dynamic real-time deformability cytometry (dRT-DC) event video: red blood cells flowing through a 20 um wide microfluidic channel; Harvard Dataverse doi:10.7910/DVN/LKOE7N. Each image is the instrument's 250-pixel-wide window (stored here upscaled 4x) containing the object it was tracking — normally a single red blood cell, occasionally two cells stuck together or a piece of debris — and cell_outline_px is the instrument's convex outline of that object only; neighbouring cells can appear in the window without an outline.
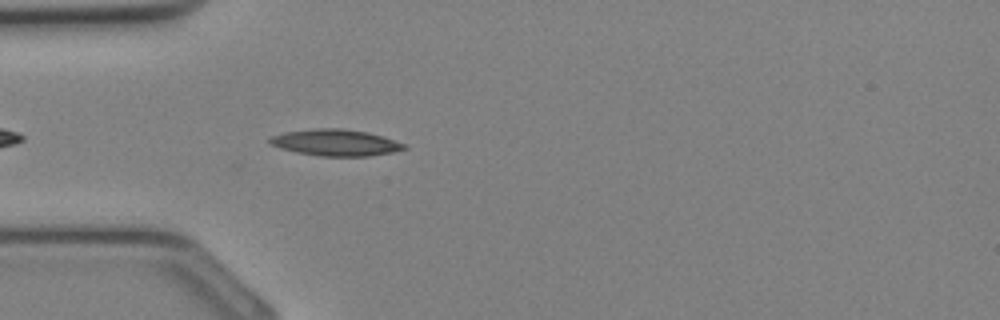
{"species": "Egyptian fruit bat (a non-hibernating species)", "species_latin": "Rousettus aegyptiacus", "temperature_condition": "cold", "stored_images_in_passage": 25, "camera_frame_rate_fps": 3000, "um_per_image_px": 0.085, "animal": {"sex": "female"}, "frame": {"image": 1, "passage_image": 3, "time_ms": 0.667, "image_size_px": [1000, 320], "cell_outline_px": [[408, 148], [392, 152], [368, 156], [320, 156], [296, 152], [280, 148], [268, 144], [268, 136], [284, 132], [316, 128], [340, 128], [368, 132], [404, 144]], "centroid_in_image_um": [28.44, 12.12], "position_along_channel_um": 56.6, "area_um2": 20.69}}
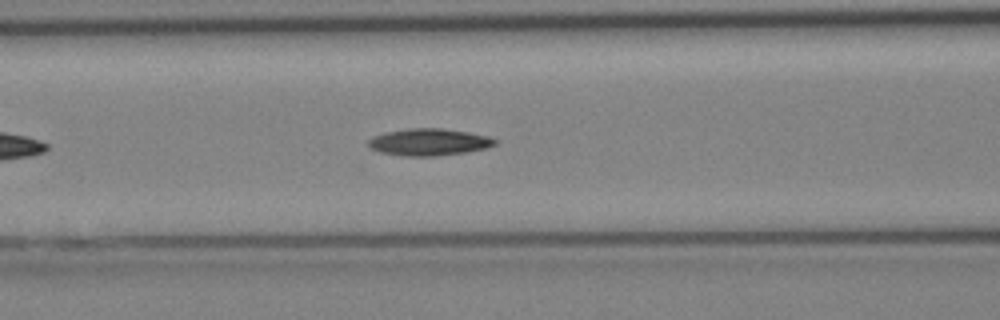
{"frame": {"image": 2, "passage_image": 7, "time_ms": 2.0, "image_size_px": [1000, 320], "cell_outline_px": [[496, 144], [484, 148], [464, 152], [432, 156], [400, 156], [380, 152], [368, 148], [368, 140], [372, 136], [388, 132], [408, 128], [440, 128], [468, 132], [488, 136], [496, 140]], "centroid_in_image_um": [36.4, 12.07], "position_along_channel_um": 130.2, "area_um2": 19.77}}
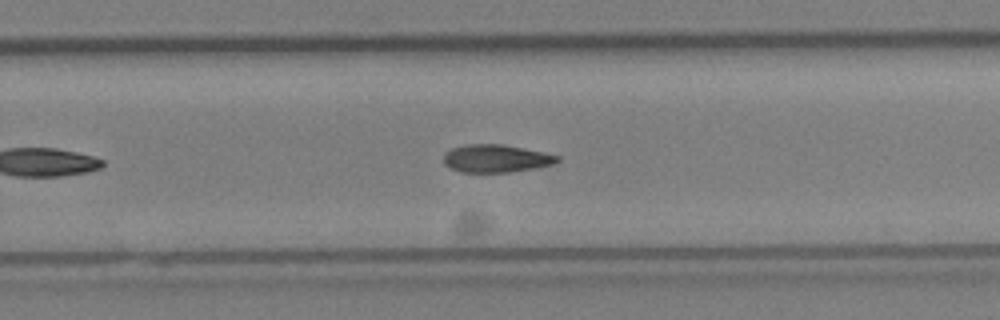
{"frame": {"image": 3, "passage_image": 15, "time_ms": 4.667, "image_size_px": [1000, 320], "cell_outline_px": [[560, 160], [556, 164], [536, 168], [508, 172], [460, 172], [448, 168], [444, 164], [444, 152], [452, 148], [468, 144], [500, 144], [544, 152], [560, 156]], "centroid_in_image_um": [42.16, 13.48], "position_along_channel_um": 287.6, "area_um2": 18.55}}